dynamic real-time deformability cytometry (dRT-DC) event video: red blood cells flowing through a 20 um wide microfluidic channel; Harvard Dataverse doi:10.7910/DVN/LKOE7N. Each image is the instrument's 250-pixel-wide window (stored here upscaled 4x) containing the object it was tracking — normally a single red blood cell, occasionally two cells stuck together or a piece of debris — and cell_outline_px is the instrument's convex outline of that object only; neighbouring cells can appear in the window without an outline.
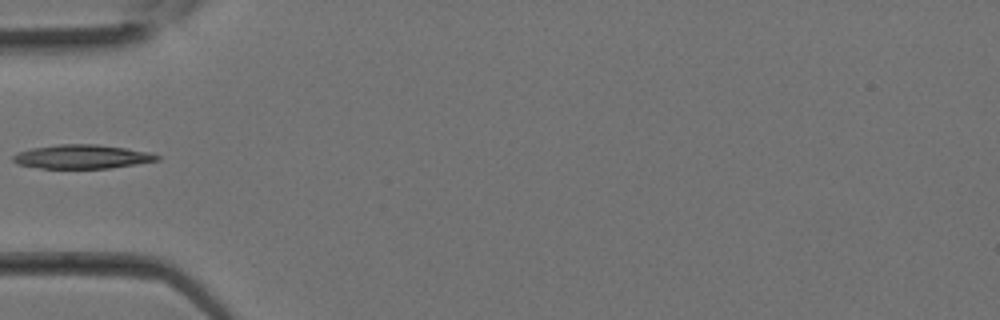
{"species": "Egyptian fruit bat (a non-hibernating species)", "species_latin": "Rousettus aegyptiacus", "temperature_condition": "room temperature", "stored_images_in_passage": 11, "camera_frame_rate_fps": 3000, "um_per_image_px": 0.085, "animal": {"sex": "female"}, "frame": {"image": 1, "passage_image": 1, "time_ms": 0.0, "image_size_px": [1000, 320], "cell_outline_px": [[160, 160], [136, 164], [108, 168], [40, 168], [16, 164], [12, 160], [12, 156], [20, 152], [32, 148], [60, 144], [96, 144], [124, 148], [148, 152], [160, 156]], "centroid_in_image_um": [6.96, 13.32], "position_along_channel_um": 78.0, "area_um2": 19.88}}
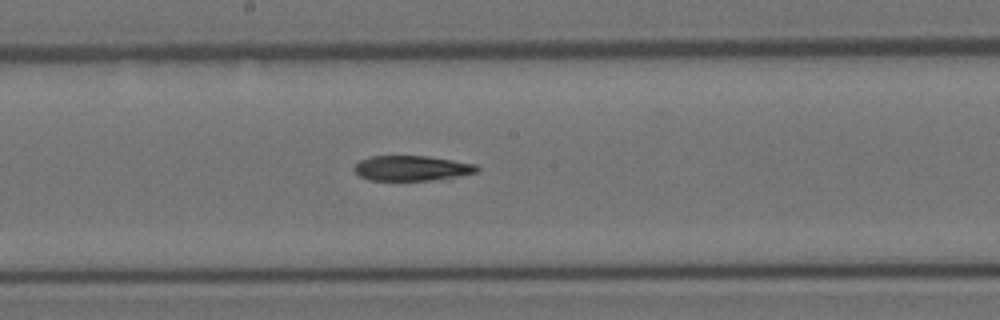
{"frame": {"image": 2, "passage_image": 7, "time_ms": 2.0, "image_size_px": [1000, 320], "cell_outline_px": [[480, 168], [476, 172], [448, 180], [368, 180], [360, 176], [352, 168], [360, 160], [372, 156], [428, 156], [476, 164]], "centroid_in_image_um": [35.05, 14.31], "position_along_channel_um": 213.2, "area_um2": 18.21}}
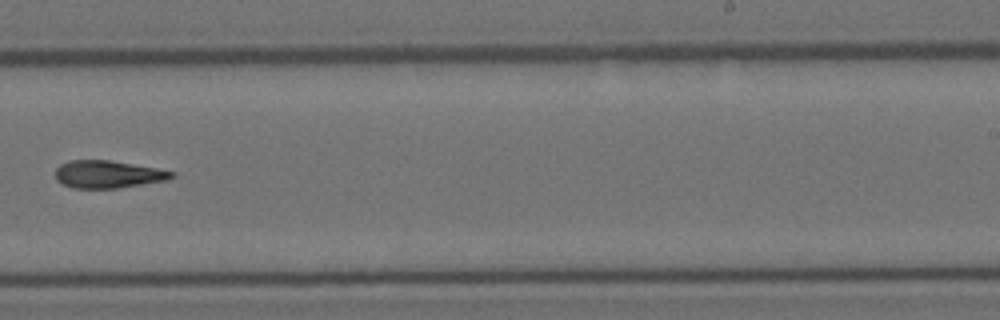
{"frame": {"image": 3, "passage_image": 10, "time_ms": 3.0, "image_size_px": [1000, 320], "cell_outline_px": [[176, 176], [168, 180], [116, 188], [72, 188], [56, 180], [56, 168], [60, 164], [68, 160], [108, 160], [156, 168], [176, 172]], "centroid_in_image_um": [9.18, 14.81], "position_along_channel_um": 279.8, "area_um2": 18.61}}